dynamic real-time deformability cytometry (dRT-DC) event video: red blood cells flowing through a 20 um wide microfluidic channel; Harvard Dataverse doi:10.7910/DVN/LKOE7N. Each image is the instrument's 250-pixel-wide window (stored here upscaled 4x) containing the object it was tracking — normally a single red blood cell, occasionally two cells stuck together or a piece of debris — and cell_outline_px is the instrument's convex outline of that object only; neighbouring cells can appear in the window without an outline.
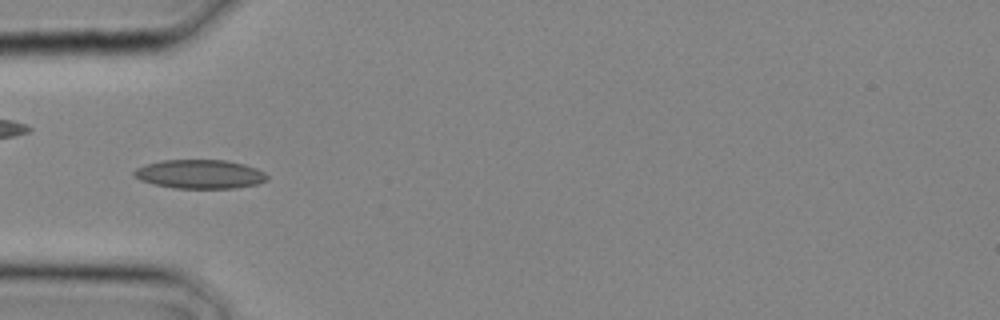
{"species": "common noctule bat (a hibernating species)", "species_latin": "Nyctalus noctula", "temperature_condition": "cold", "stored_images_in_passage": 1, "camera_frame_rate_fps": 3000, "um_per_image_px": 0.085, "animal": {"sex": "male", "body_mass_g": 20.4}, "frame": {"image": 1, "passage_image": 1, "time_ms": 0.0, "image_size_px": [1000, 320], "cell_outline_px": [[268, 180], [256, 184], [236, 188], [172, 188], [140, 180], [132, 176], [132, 172], [136, 168], [144, 164], [164, 160], [228, 160], [244, 164], [256, 168], [264, 172], [268, 176]], "centroid_in_image_um": [16.98, 14.8], "position_along_channel_um": 68.0, "area_um2": 22.54}}